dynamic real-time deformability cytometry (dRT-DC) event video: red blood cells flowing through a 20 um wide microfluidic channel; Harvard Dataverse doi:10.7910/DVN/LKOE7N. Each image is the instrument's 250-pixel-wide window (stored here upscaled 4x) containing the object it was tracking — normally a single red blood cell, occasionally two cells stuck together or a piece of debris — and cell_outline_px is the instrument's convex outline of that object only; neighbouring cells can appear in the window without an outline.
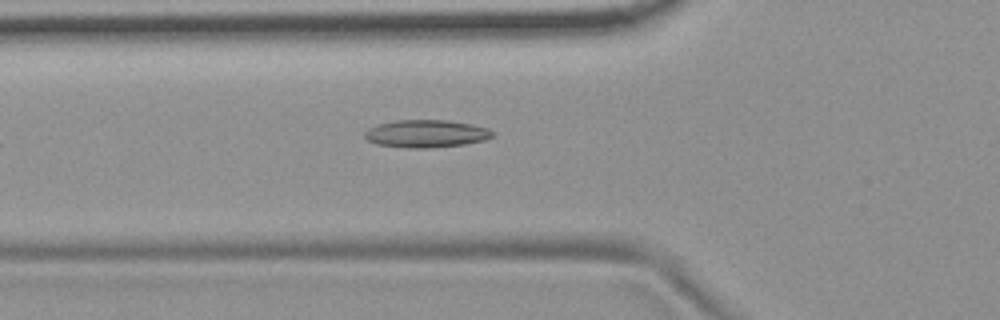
{"species": "common noctule bat (a hibernating species)", "species_latin": "Nyctalus noctula", "temperature_condition": "room temperature", "stored_images_in_passage": 4, "camera_frame_rate_fps": 3000, "um_per_image_px": 0.085, "animal": {"sex": "female", "body_mass_g": 19.9}, "frame": {"image": 1, "passage_image": 4, "time_ms": 1.0, "image_size_px": [1000, 320], "cell_outline_px": [[492, 136], [484, 140], [464, 144], [428, 148], [408, 148], [376, 144], [368, 140], [364, 136], [364, 132], [368, 128], [380, 124], [396, 120], [448, 120], [472, 124], [488, 128], [492, 132]], "centroid_in_image_um": [36.2, 11.36], "position_along_channel_um": 89.6, "area_um2": 20.46}}